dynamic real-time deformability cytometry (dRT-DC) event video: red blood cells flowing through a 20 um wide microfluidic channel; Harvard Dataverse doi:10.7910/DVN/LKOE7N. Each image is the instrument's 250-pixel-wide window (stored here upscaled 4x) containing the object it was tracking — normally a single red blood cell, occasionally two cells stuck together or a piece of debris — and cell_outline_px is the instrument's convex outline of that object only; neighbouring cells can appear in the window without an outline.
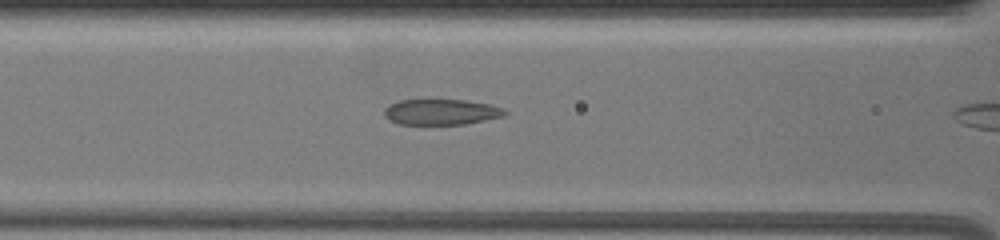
{"species": "common noctule bat (a hibernating species)", "species_latin": "Nyctalus noctula", "temperature_condition": "warm", "stored_images_in_passage": 28, "camera_frame_rate_fps": 3000, "um_per_image_px": 0.085, "animal": {"sex": "female", "body_mass_g": 19.5, "forearm_length_mm": 54.1}, "frame": {"image": 1, "passage_image": 3, "time_ms": 0.667, "image_size_px": [1000, 240], "cell_outline_px": [[508, 112], [504, 116], [464, 124], [400, 124], [388, 120], [384, 116], [384, 108], [388, 104], [400, 100], [464, 100], [488, 104], [504, 108]], "centroid_in_image_um": [37.47, 9.52], "position_along_channel_um": 129.1, "area_um2": 18.03}}
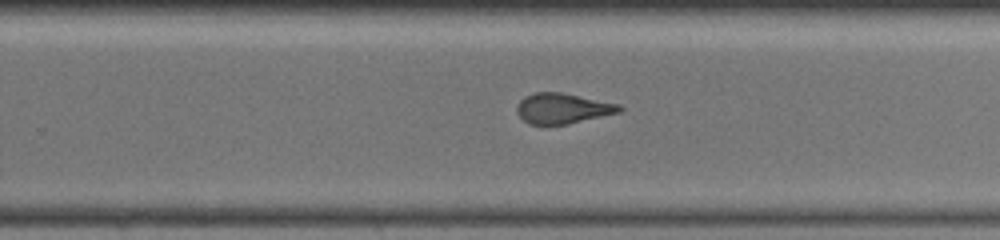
{"frame": {"image": 2, "passage_image": 16, "time_ms": 5.0, "image_size_px": [1000, 240], "cell_outline_px": [[624, 108], [620, 112], [568, 124], [528, 124], [516, 112], [516, 108], [520, 100], [524, 96], [536, 92], [560, 92], [620, 104]], "centroid_in_image_um": [47.82, 9.21], "position_along_channel_um": 282.0, "area_um2": 18.09}}
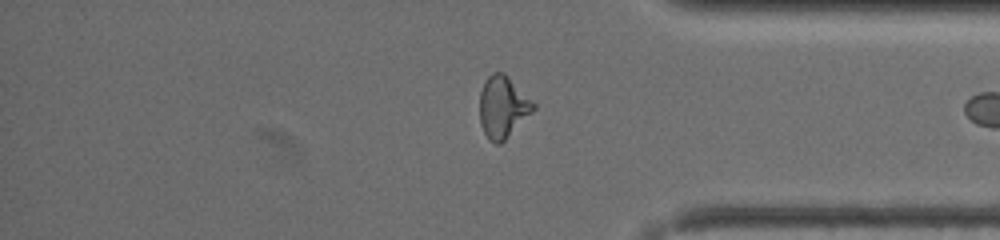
{"frame": {"image": 3, "passage_image": 26, "time_ms": 8.333, "image_size_px": [1000, 240], "cell_outline_px": [[536, 108], [500, 144], [496, 144], [488, 140], [480, 124], [480, 92], [488, 76], [492, 72], [504, 72], [536, 104]], "centroid_in_image_um": [42.73, 9.09], "position_along_channel_um": 392.5, "area_um2": 19.19}}